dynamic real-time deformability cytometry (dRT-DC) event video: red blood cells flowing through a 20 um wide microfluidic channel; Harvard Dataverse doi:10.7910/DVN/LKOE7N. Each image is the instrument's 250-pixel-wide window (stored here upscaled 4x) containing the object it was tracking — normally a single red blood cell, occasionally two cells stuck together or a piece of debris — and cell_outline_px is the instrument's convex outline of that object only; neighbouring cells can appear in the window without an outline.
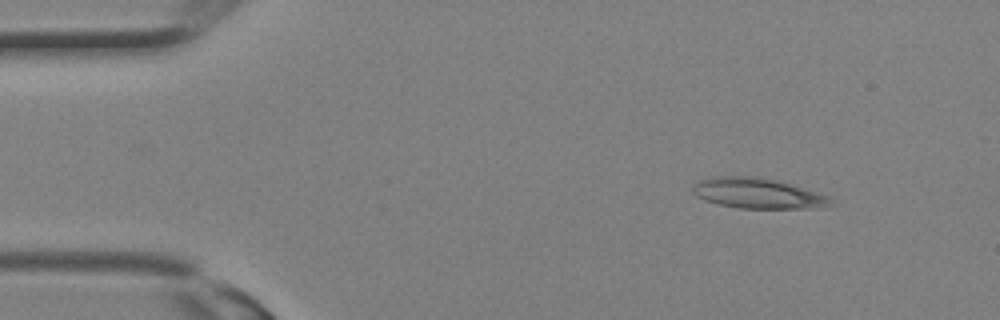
{"species": "Egyptian fruit bat (a non-hibernating species)", "species_latin": "Rousettus aegyptiacus", "temperature_condition": "room temperature", "stored_images_in_passage": 15, "camera_frame_rate_fps": 3000, "um_per_image_px": 0.085, "animal": {"sex": "female"}, "frame": {"image": 1, "passage_image": 4, "time_ms": 1.0, "image_size_px": [1000, 320], "cell_outline_px": [[836, 204], [816, 208], [740, 208], [720, 204], [704, 200], [696, 196], [692, 192], [692, 184], [700, 180], [716, 176], [760, 176], [776, 180], [828, 196]], "centroid_in_image_um": [64.37, 16.43], "position_along_channel_um": 20.6, "area_um2": 24.33}}
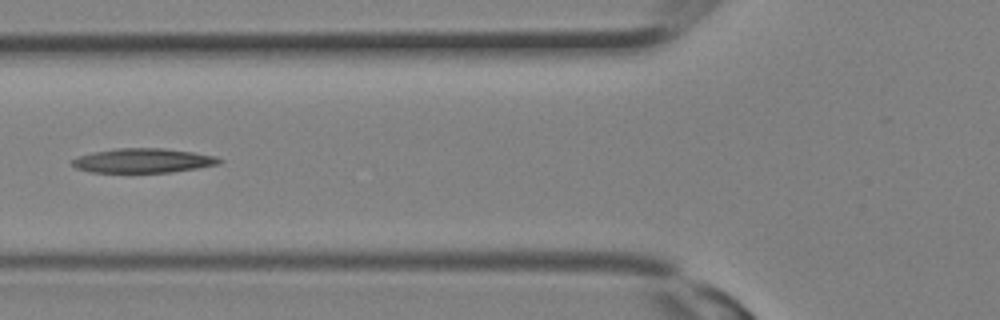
{"frame": {"image": 2, "passage_image": 12, "time_ms": 3.667, "image_size_px": [1000, 320], "cell_outline_px": [[224, 160], [220, 164], [172, 172], [92, 172], [76, 168], [72, 164], [72, 160], [80, 156], [92, 152], [116, 148], [164, 148], [192, 152], [216, 156]], "centroid_in_image_um": [12.19, 13.64], "position_along_channel_um": 113.6, "area_um2": 20.81}}
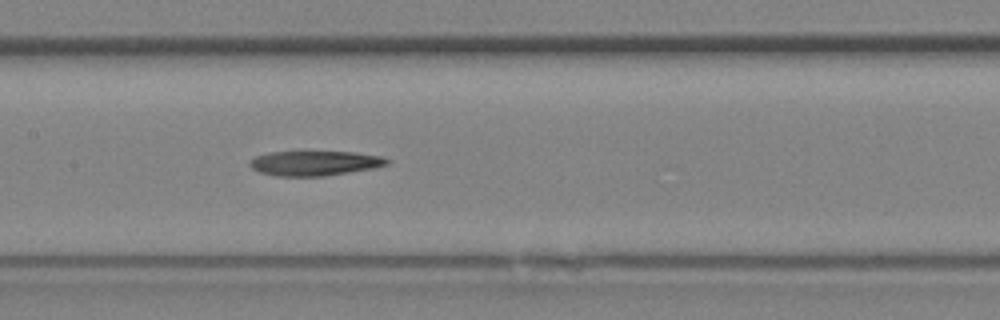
{"frame": {"image": 3, "passage_image": 15, "time_ms": 4.667, "image_size_px": [1000, 320], "cell_outline_px": [[392, 160], [388, 164], [372, 168], [324, 176], [276, 176], [260, 172], [252, 168], [248, 164], [248, 160], [256, 156], [268, 152], [356, 152], [380, 156]], "centroid_in_image_um": [26.72, 13.87], "position_along_channel_um": 180.7, "area_um2": 19.77}}